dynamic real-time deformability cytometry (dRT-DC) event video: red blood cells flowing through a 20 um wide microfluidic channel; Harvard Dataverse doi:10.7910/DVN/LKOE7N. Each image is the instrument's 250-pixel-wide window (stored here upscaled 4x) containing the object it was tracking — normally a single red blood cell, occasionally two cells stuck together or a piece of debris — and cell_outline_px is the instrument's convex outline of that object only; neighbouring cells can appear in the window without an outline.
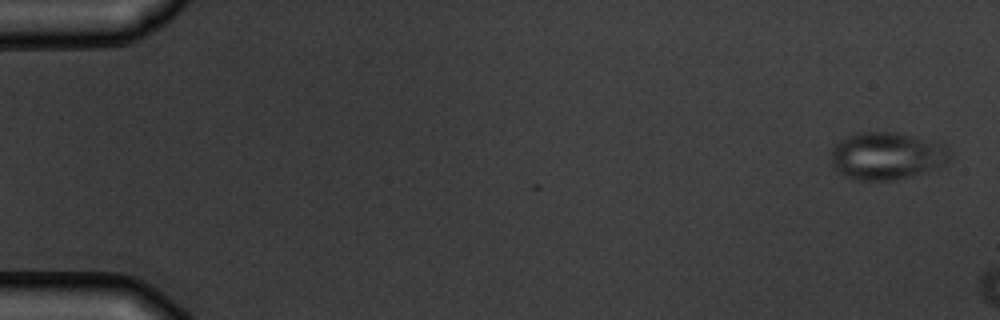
{"species": "common noctule bat (a hibernating species)", "species_latin": "Nyctalus noctula", "temperature_condition": "warm", "stored_images_in_passage": 3, "camera_frame_rate_fps": 3000, "um_per_image_px": 0.085, "animal": {"sex": "male", "body_mass_g": 19.5, "forearm_length_mm": 54.6}, "frame": {"image": 1, "passage_image": 1, "time_ms": 0.0, "image_size_px": [1000, 320], "cell_outline_px": [[952, 156], [944, 164], [924, 172], [892, 180], [860, 180], [836, 172], [832, 168], [832, 148], [840, 140], [856, 132], [896, 132], [944, 144], [952, 152]], "centroid_in_image_um": [75.36, 13.24], "position_along_channel_um": 9.6, "area_um2": 32.66}}